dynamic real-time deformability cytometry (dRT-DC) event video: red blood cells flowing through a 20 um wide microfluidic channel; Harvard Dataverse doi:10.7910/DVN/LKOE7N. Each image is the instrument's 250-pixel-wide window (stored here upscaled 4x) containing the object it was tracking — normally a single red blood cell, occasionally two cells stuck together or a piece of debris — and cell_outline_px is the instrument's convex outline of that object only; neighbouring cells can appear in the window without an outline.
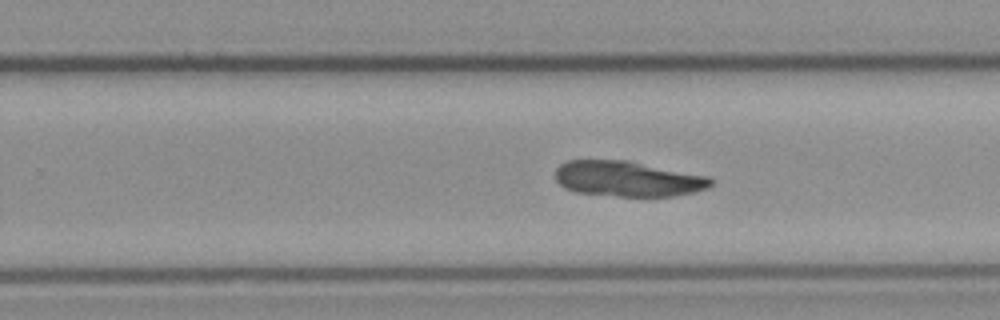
{"species": "common noctule bat (a hibernating species)", "species_latin": "Nyctalus noctula", "temperature_condition": "cold", "stored_images_in_passage": 40, "camera_frame_rate_fps": 3000, "um_per_image_px": 0.085, "animal": {"sex": "female", "body_mass_g": 21.9}, "frame": {"image": 1, "passage_image": 20, "time_ms": 6.333, "image_size_px": [1000, 320], "cell_outline_px": [[716, 180], [708, 188], [692, 192], [672, 196], [616, 196], [576, 192], [564, 188], [556, 180], [556, 168], [560, 164], [568, 160], [628, 160], [708, 176]], "centroid_in_image_um": [53.36, 15.19], "position_along_channel_um": 276.4, "area_um2": 32.19}}
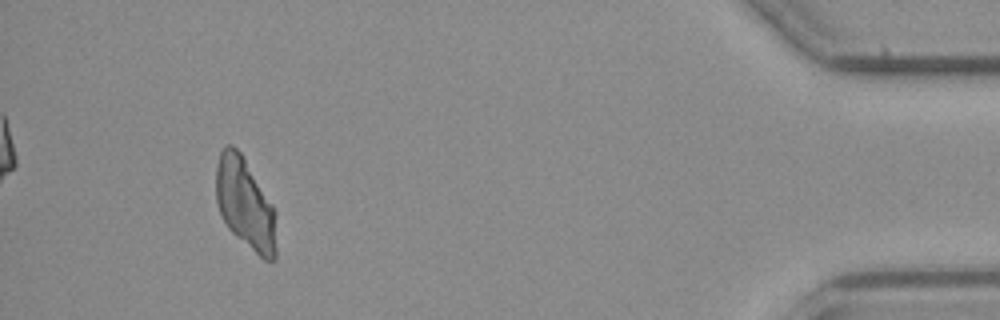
{"frame": {"image": 2, "passage_image": 36, "time_ms": 11.667, "image_size_px": [1000, 320], "cell_outline_px": [[276, 256], [272, 260], [264, 260], [236, 236], [228, 228], [220, 212], [216, 200], [216, 164], [220, 152], [224, 144], [232, 144], [240, 152], [272, 204], [276, 212]], "centroid_in_image_um": [20.84, 17.31], "position_along_channel_um": 414.4, "area_um2": 31.85}}